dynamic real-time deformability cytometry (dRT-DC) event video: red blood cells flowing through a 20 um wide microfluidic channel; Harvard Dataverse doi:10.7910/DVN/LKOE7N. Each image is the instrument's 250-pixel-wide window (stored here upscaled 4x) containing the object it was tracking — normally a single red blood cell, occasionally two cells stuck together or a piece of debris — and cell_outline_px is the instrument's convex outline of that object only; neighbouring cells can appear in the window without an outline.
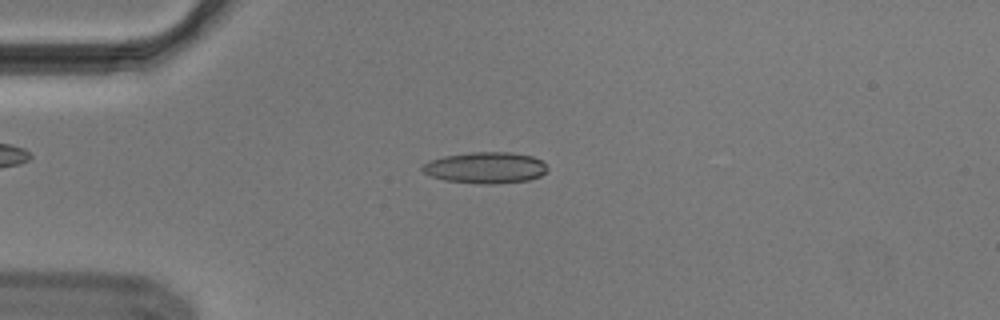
{"species": "Egyptian fruit bat (a non-hibernating species)", "species_latin": "Rousettus aegyptiacus", "temperature_condition": "cold", "stored_images_in_passage": 53, "camera_frame_rate_fps": 3000, "um_per_image_px": 0.085, "animal": {"sex": "male"}, "frame": {"image": 1, "passage_image": 13, "time_ms": 4.0, "image_size_px": [1000, 320], "cell_outline_px": [[548, 168], [540, 176], [528, 180], [492, 184], [480, 184], [444, 180], [432, 176], [424, 172], [420, 168], [428, 160], [444, 156], [472, 152], [512, 152], [532, 156], [540, 160]], "centroid_in_image_um": [41.24, 14.25], "position_along_channel_um": 43.8, "area_um2": 22.72}}
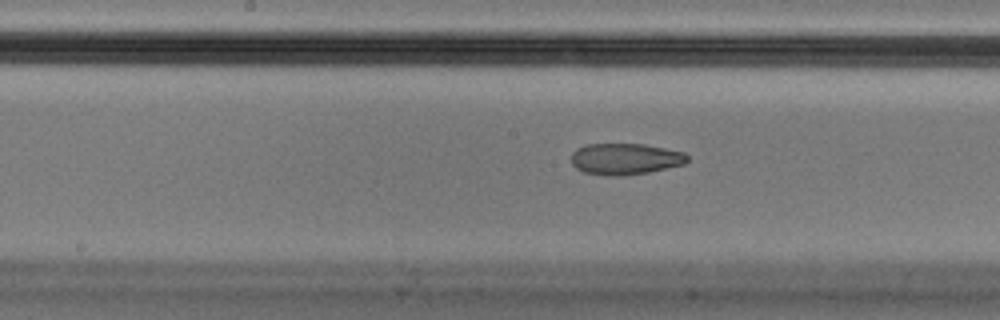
{"frame": {"image": 2, "passage_image": 27, "time_ms": 8.667, "image_size_px": [1000, 320], "cell_outline_px": [[688, 160], [684, 164], [648, 172], [624, 176], [608, 176], [584, 172], [576, 168], [572, 164], [572, 152], [576, 148], [588, 144], [644, 144], [684, 152], [688, 156]], "centroid_in_image_um": [53.13, 13.51], "position_along_channel_um": 195.1, "area_um2": 21.21}}
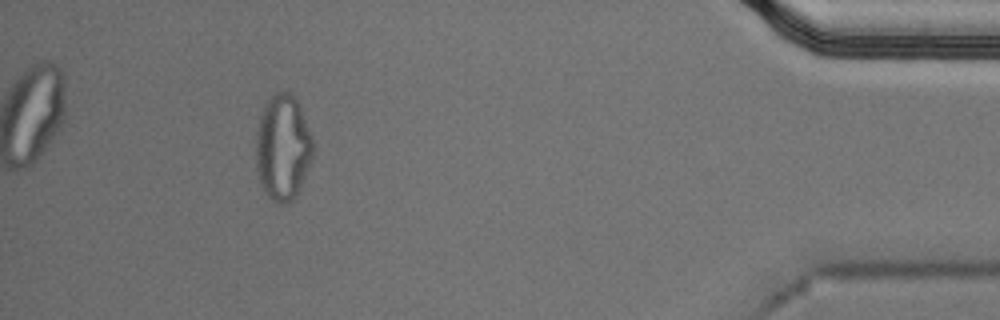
{"frame": {"image": 3, "passage_image": 49, "time_ms": 16.0, "image_size_px": [1000, 320], "cell_outline_px": [[312, 156], [300, 188], [296, 196], [292, 200], [284, 204], [276, 204], [264, 192], [260, 184], [256, 168], [256, 132], [260, 116], [264, 104], [276, 92], [288, 92], [296, 100], [300, 108], [312, 136]], "centroid_in_image_um": [24.01, 12.58], "position_along_channel_um": 411.2, "area_um2": 34.97}, "authors_computed_cell_mechanics": {"area_um2": 21.7328, "velocity_mm_per_s": 3.6951, "shape_relaxation_time_tau1_ms": null, "shape_relaxation_time_tau2_ms": 3.2446, "deformation_change_tau1": null, "deformation_change_tau2": 0.0988}}